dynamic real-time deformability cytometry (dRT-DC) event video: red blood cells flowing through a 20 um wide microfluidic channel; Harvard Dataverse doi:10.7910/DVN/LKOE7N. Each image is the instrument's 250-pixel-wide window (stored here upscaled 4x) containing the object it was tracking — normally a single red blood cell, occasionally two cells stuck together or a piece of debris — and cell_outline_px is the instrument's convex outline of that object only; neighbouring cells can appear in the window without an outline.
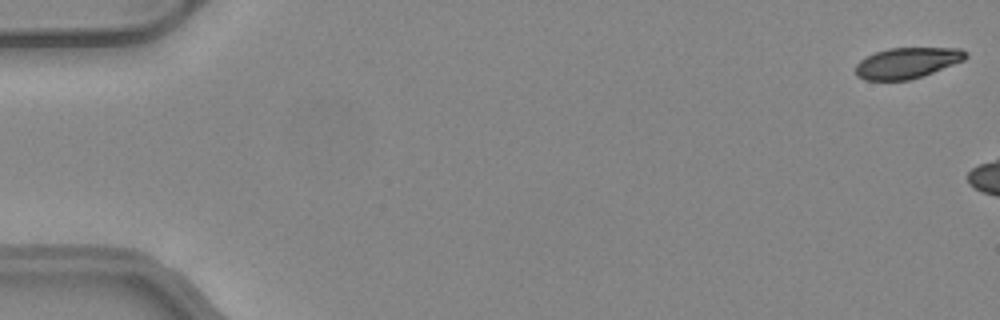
{"species": "common noctule bat (a hibernating species)", "species_latin": "Nyctalus noctula", "temperature_condition": "warm", "stored_images_in_passage": 6, "camera_frame_rate_fps": 3000, "um_per_image_px": 0.085, "animal": {"sex": "female", "body_mass_g": 24.6, "forearm_length_mm": 56.2}, "frame": {"image": 1, "passage_image": 1, "time_ms": 0.0, "image_size_px": [1000, 320], "cell_outline_px": [[968, 56], [964, 60], [932, 72], [908, 80], [864, 80], [856, 76], [856, 64], [860, 60], [876, 52], [888, 48], [960, 48], [968, 52]], "centroid_in_image_um": [77.1, 5.34], "position_along_channel_um": 7.9, "area_um2": 19.59}}